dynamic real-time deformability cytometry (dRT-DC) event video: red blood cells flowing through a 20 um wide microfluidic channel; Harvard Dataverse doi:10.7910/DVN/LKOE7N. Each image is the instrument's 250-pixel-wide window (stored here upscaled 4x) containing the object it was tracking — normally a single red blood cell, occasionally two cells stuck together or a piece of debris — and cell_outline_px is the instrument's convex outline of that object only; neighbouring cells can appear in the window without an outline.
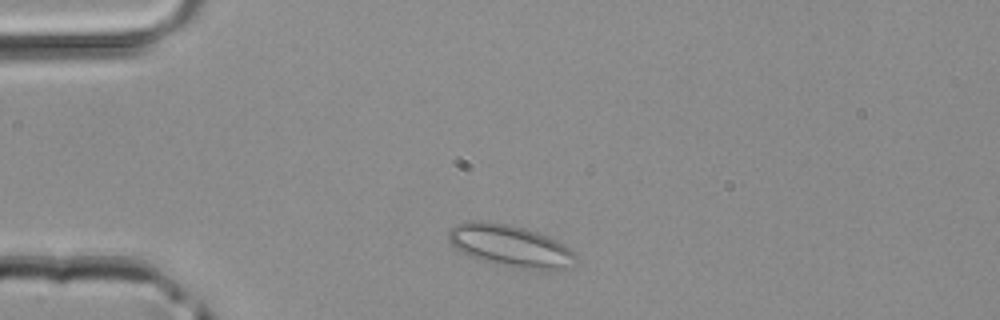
{"species": "common noctule bat (a hibernating species)", "species_latin": "Nyctalus noctula", "temperature_condition": "room temperature", "stored_images_in_passage": 38, "camera_frame_rate_fps": 3000, "um_per_image_px": 0.085, "animal": {"sex": "male", "body_mass_g": 20.4}, "frame": {"image": 1, "passage_image": 4, "time_ms": 1.0, "image_size_px": [1000, 320], "cell_outline_px": [[576, 260], [572, 268], [552, 272], [544, 272], [492, 264], [472, 256], [456, 248], [448, 240], [448, 232], [452, 228], [460, 224], [472, 220], [476, 220], [508, 224], [524, 228], [548, 236], [556, 240], [576, 252]], "centroid_in_image_um": [43.48, 20.95], "position_along_channel_um": 41.5, "area_um2": 31.56}}
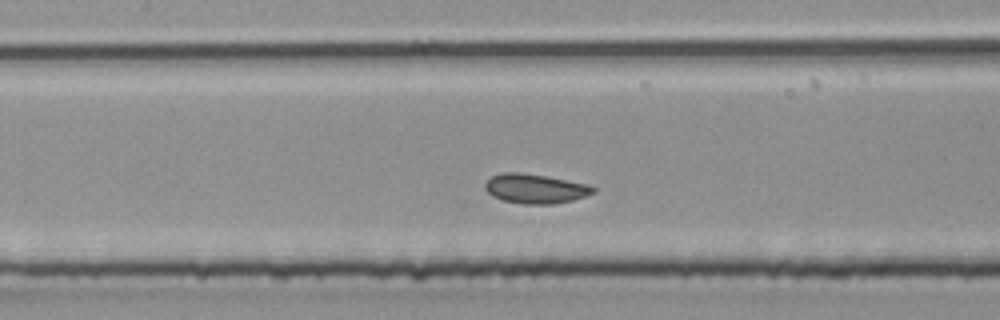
{"frame": {"image": 2, "passage_image": 14, "time_ms": 4.333, "image_size_px": [1000, 320], "cell_outline_px": [[596, 192], [572, 200], [556, 204], [520, 204], [504, 200], [492, 196], [484, 188], [484, 184], [492, 176], [504, 172], [520, 172], [548, 176], [588, 184], [596, 188]], "centroid_in_image_um": [45.51, 16.03], "position_along_channel_um": 161.9, "area_um2": 18.67}}
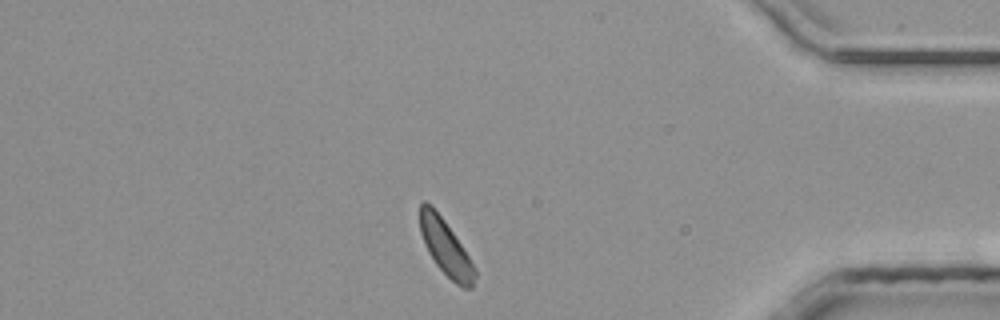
{"frame": {"image": 3, "passage_image": 32, "time_ms": 10.333, "image_size_px": [1000, 320], "cell_outline_px": [[476, 276], [472, 288], [460, 288], [436, 264], [428, 252], [424, 244], [420, 232], [420, 204], [424, 200], [432, 204], [444, 220], [476, 268]], "centroid_in_image_um": [37.87, 21.03], "position_along_channel_um": 397.3, "area_um2": 17.63}}